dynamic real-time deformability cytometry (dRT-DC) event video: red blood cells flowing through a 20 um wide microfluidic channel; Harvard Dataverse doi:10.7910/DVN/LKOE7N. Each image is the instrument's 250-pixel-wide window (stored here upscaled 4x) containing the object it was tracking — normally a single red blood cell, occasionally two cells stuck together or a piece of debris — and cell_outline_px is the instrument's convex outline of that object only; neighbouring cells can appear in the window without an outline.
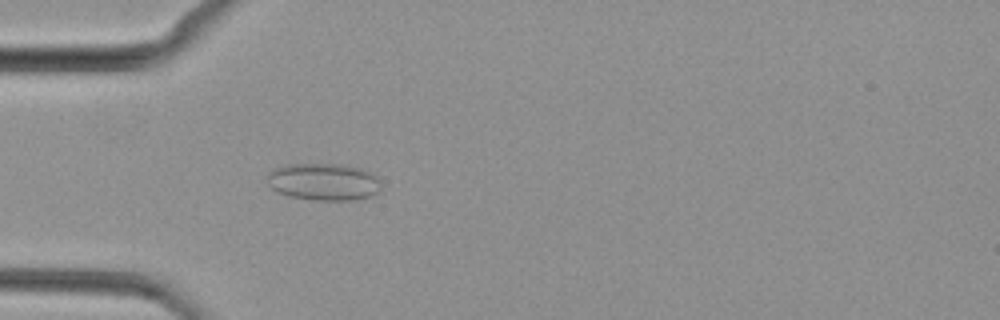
{"species": "common noctule bat (a hibernating species)", "species_latin": "Nyctalus noctula", "temperature_condition": "cold", "stored_images_in_passage": 39, "camera_frame_rate_fps": 3000, "um_per_image_px": 0.085, "animal": {"sex": "female", "body_mass_g": 29.2, "forearm_length_mm": 56.3}, "frame": {"image": 1, "passage_image": 5, "time_ms": 1.333, "image_size_px": [1000, 320], "cell_outline_px": [[380, 192], [372, 196], [356, 200], [316, 200], [288, 196], [276, 192], [268, 184], [268, 172], [276, 168], [288, 164], [336, 164], [360, 168], [376, 176], [380, 180]], "centroid_in_image_um": [27.52, 15.47], "position_along_channel_um": 57.5, "area_um2": 24.74}}
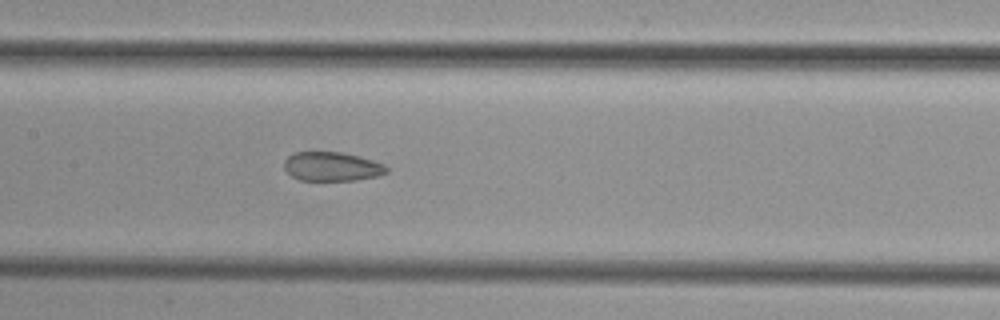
{"frame": {"image": 2, "passage_image": 14, "time_ms": 4.333, "image_size_px": [1000, 320], "cell_outline_px": [[388, 172], [380, 176], [356, 180], [300, 180], [292, 176], [284, 168], [284, 160], [292, 152], [340, 152], [360, 156], [384, 164], [388, 168]], "centroid_in_image_um": [28.23, 14.15], "position_along_channel_um": 179.2, "area_um2": 17.46}}
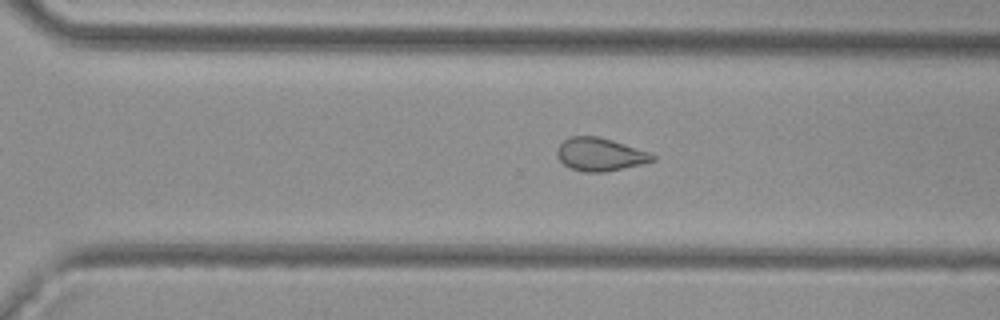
{"frame": {"image": 3, "passage_image": 24, "time_ms": 7.667, "image_size_px": [1000, 320], "cell_outline_px": [[656, 160], [640, 164], [604, 172], [584, 172], [568, 168], [556, 156], [556, 148], [564, 140], [572, 136], [596, 136], [612, 140], [648, 152], [656, 156]], "centroid_in_image_um": [50.96, 13.13], "position_along_channel_um": 319.6, "area_um2": 18.26}}